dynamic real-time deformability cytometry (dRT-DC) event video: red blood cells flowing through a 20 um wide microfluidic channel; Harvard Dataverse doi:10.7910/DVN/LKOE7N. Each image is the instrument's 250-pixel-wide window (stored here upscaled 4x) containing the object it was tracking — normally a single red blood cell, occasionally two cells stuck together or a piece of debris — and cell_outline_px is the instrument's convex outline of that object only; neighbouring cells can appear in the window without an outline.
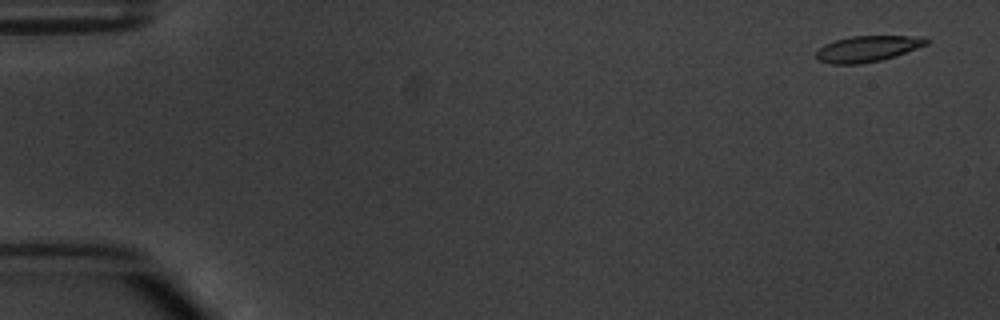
{"species": "common noctule bat (a hibernating species)", "species_latin": "Nyctalus noctula", "temperature_condition": "warm", "stored_images_in_passage": 5, "camera_frame_rate_fps": 3000, "um_per_image_px": 0.085, "animal": {"sex": "male", "body_mass_g": 20.1, "forearm_length_mm": 53.5}, "frame": {"image": 1, "passage_image": 1, "time_ms": 0.0, "image_size_px": [1000, 320], "cell_outline_px": [[932, 40], [928, 44], [880, 60], [860, 64], [832, 64], [820, 60], [816, 56], [816, 52], [824, 44], [836, 40], [852, 36], [924, 36]], "centroid_in_image_um": [73.76, 4.13], "position_along_channel_um": 11.2, "area_um2": 16.47}}
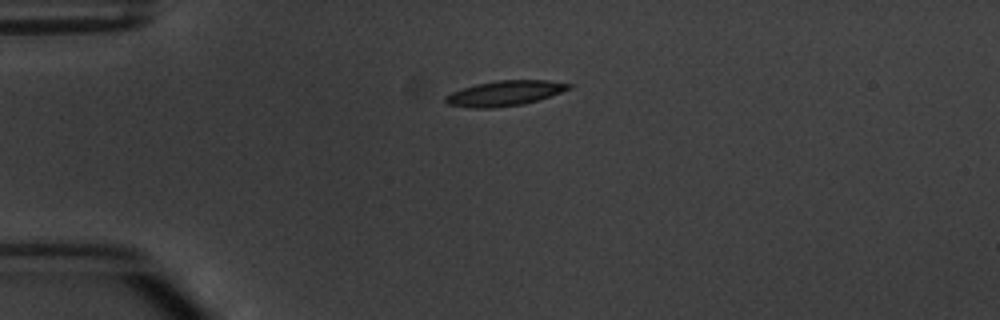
{"frame": {"image": 2, "passage_image": 4, "time_ms": 3.667, "image_size_px": [1000, 320], "cell_outline_px": [[572, 88], [524, 104], [492, 108], [468, 108], [448, 104], [444, 100], [444, 96], [452, 92], [476, 84], [500, 80], [548, 80], [572, 84]], "centroid_in_image_um": [42.88, 7.93], "position_along_channel_um": 42.1, "area_um2": 17.92}}